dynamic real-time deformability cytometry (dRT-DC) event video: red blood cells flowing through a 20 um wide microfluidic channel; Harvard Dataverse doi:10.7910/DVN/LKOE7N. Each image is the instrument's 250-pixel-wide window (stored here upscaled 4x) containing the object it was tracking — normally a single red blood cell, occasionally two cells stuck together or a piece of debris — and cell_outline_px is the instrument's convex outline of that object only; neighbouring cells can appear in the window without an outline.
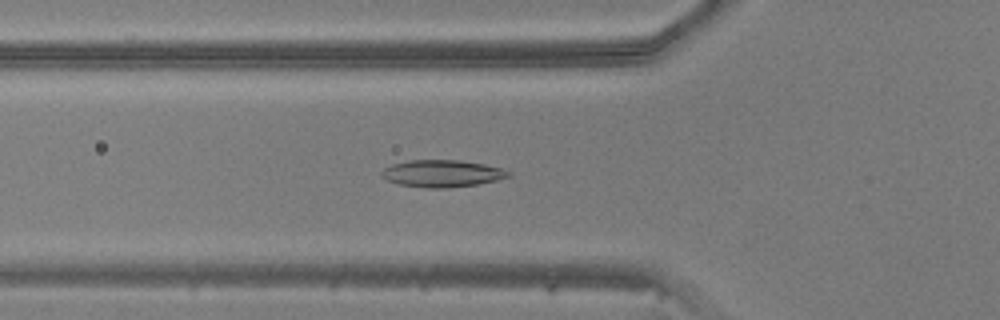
{"species": "common noctule bat (a hibernating species)", "species_latin": "Nyctalus noctula", "temperature_condition": "warm", "stored_images_in_passage": 48, "camera_frame_rate_fps": 3000, "um_per_image_px": 0.085, "animal": {"sex": "male", "body_mass_g": 20.5, "forearm_length_mm": 52.5}, "frame": {"image": 1, "passage_image": 17, "time_ms": 5.333, "image_size_px": [1000, 320], "cell_outline_px": [[512, 176], [496, 180], [476, 184], [448, 188], [424, 188], [400, 184], [388, 180], [380, 176], [380, 172], [384, 168], [392, 164], [408, 160], [460, 160], [484, 164], [500, 168], [512, 172]], "centroid_in_image_um": [37.57, 14.74], "position_along_channel_um": 88.2, "area_um2": 20.06}}
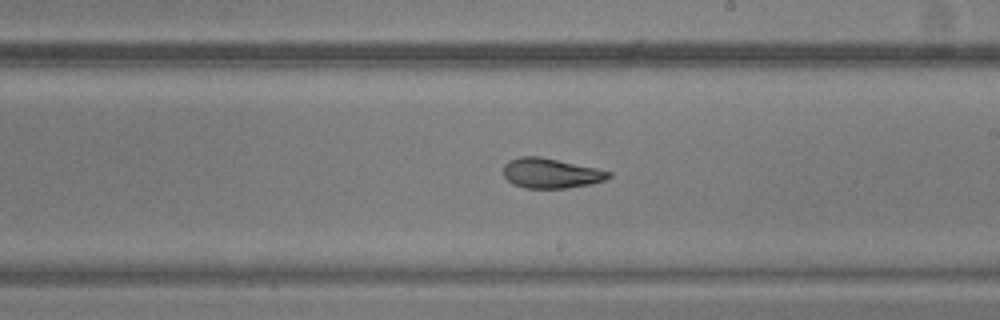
{"frame": {"image": 2, "passage_image": 28, "time_ms": 9.0, "image_size_px": [1000, 320], "cell_outline_px": [[612, 176], [604, 180], [592, 184], [568, 188], [524, 188], [512, 184], [504, 176], [504, 164], [508, 160], [520, 156], [540, 156], [596, 168], [612, 172]], "centroid_in_image_um": [46.82, 14.72], "position_along_channel_um": 242.2, "area_um2": 18.5}}
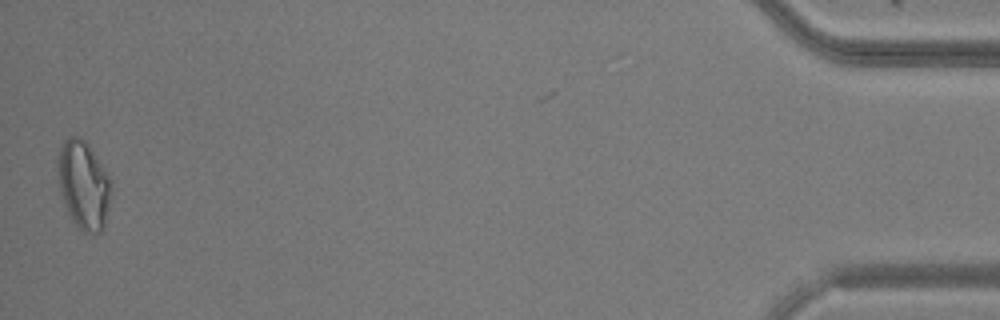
{"frame": {"image": 3, "passage_image": 48, "time_ms": 15.667, "image_size_px": [1000, 320], "cell_outline_px": [[112, 188], [104, 228], [100, 232], [84, 232], [72, 220], [60, 196], [56, 168], [56, 160], [60, 148], [64, 140], [68, 136], [80, 136], [88, 144], [112, 180]], "centroid_in_image_um": [7.08, 15.69], "position_along_channel_um": 428.1, "area_um2": 27.8}}